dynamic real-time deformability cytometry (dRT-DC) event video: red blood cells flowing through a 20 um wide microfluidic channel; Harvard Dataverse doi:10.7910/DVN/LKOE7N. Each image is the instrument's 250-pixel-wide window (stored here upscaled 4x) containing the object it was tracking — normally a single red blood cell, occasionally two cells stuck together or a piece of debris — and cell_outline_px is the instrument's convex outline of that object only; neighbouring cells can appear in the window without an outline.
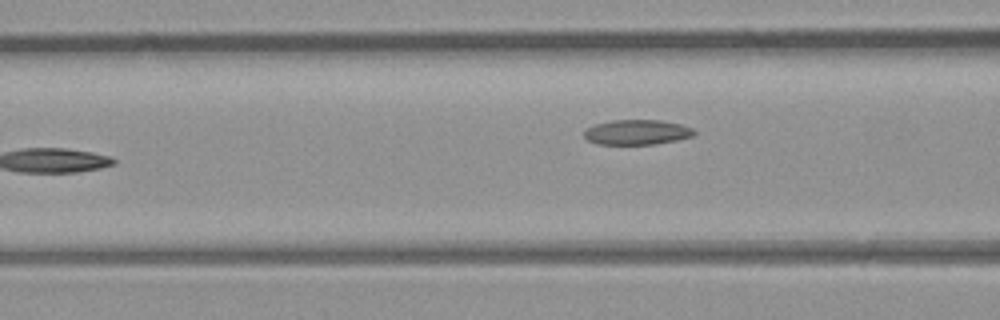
{"species": "common noctule bat (a hibernating species)", "species_latin": "Nyctalus noctula", "temperature_condition": "room temperature", "stored_images_in_passage": 5, "camera_frame_rate_fps": 3000, "um_per_image_px": 0.085, "animal": {"sex": "male", "body_mass_g": 23.1, "forearm_length_mm": 52.7}, "frame": {"image": 1, "passage_image": 5, "time_ms": 1.333, "image_size_px": [1000, 320], "cell_outline_px": [[696, 132], [692, 136], [676, 140], [652, 144], [596, 144], [588, 140], [584, 136], [584, 128], [596, 124], [612, 120], [660, 120], [680, 124], [692, 128]], "centroid_in_image_um": [54.1, 11.23], "position_along_channel_um": 112.5, "area_um2": 15.95}}